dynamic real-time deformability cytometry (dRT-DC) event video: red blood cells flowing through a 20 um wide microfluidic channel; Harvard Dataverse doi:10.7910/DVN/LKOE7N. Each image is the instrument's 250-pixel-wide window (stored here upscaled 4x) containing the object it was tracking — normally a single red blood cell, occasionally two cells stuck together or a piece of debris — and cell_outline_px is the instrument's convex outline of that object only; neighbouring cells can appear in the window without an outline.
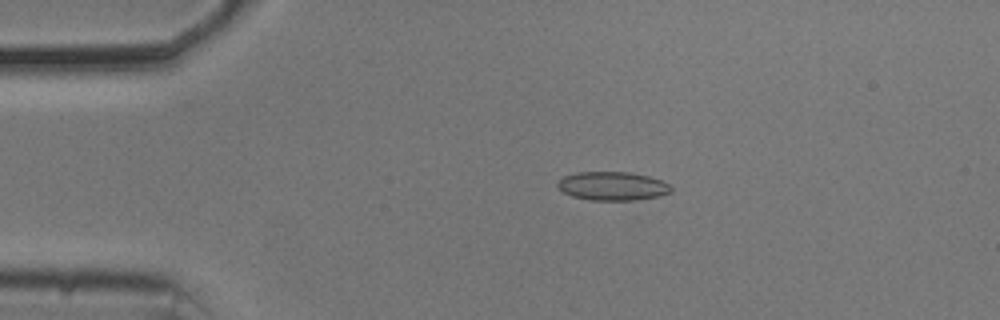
{"species": "common noctule bat (a hibernating species)", "species_latin": "Nyctalus noctula", "temperature_condition": "cold", "stored_images_in_passage": 37, "camera_frame_rate_fps": 3000, "um_per_image_px": 0.085, "animal": {"sex": "male", "body_mass_g": 20.5, "forearm_length_mm": 52.5}, "frame": {"image": 1, "passage_image": 11, "time_ms": 3.333, "image_size_px": [1000, 320], "cell_outline_px": [[672, 192], [660, 196], [636, 200], [588, 200], [572, 196], [564, 192], [556, 184], [564, 176], [576, 172], [628, 172], [648, 176], [660, 180], [668, 184], [672, 188]], "centroid_in_image_um": [52.07, 15.82], "position_along_channel_um": 32.9, "area_um2": 18.9}}
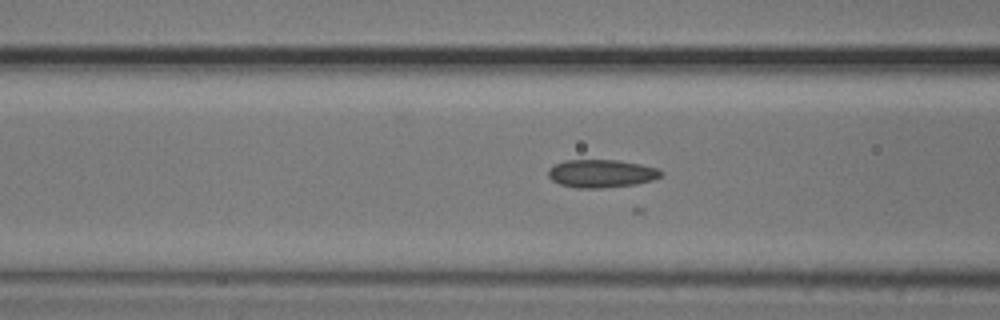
{"frame": {"image": 2, "passage_image": 21, "time_ms": 6.667, "image_size_px": [1000, 320], "cell_outline_px": [[664, 172], [660, 176], [652, 180], [636, 184], [600, 188], [576, 188], [560, 184], [552, 180], [548, 176], [548, 168], [564, 160], [616, 160], [640, 164], [656, 168]], "centroid_in_image_um": [51.09, 14.75], "position_along_channel_um": 115.5, "area_um2": 18.32}}
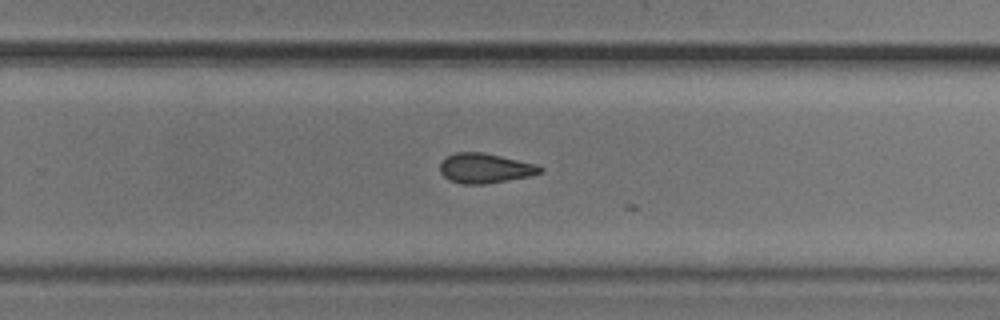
{"frame": {"image": 3, "passage_image": 35, "time_ms": 11.333, "image_size_px": [1000, 320], "cell_outline_px": [[544, 168], [540, 172], [532, 176], [484, 184], [460, 184], [444, 176], [440, 172], [440, 164], [448, 156], [456, 152], [484, 152], [536, 164]], "centroid_in_image_um": [41.25, 14.3], "position_along_channel_um": 288.6, "area_um2": 17.28}}